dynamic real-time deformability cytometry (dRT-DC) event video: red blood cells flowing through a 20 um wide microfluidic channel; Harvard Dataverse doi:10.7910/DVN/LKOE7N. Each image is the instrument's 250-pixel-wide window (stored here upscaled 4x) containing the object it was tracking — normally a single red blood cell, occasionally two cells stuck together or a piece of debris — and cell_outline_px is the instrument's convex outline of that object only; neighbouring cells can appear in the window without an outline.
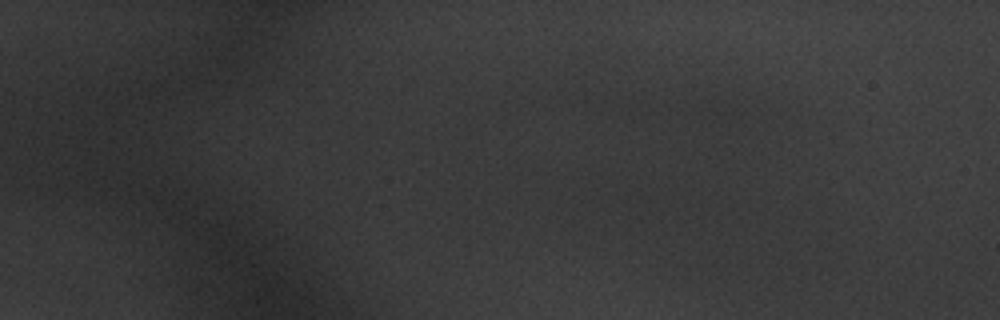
{"species": "common noctule bat (a hibernating species)", "species_latin": "Nyctalus noctula", "temperature_condition": "warm", "stored_images_in_passage": 7, "camera_frame_rate_fps": 3000, "um_per_image_px": 0.085, "animal": {"sex": "male", "body_mass_g": 20.1, "forearm_length_mm": 53.5}, "frame": {"image": 1, "passage_image": 3, "time_ms": 0.667, "image_size_px": [1000, 320], "cell_outline_px": [[664, 200], [660, 204], [640, 220], [584, 200], [596, 188], [604, 184], [624, 176], [660, 192]], "centroid_in_image_um": [53.26, 16.8], "position_along_channel_um": 31.7, "area_um2": 14.33}}